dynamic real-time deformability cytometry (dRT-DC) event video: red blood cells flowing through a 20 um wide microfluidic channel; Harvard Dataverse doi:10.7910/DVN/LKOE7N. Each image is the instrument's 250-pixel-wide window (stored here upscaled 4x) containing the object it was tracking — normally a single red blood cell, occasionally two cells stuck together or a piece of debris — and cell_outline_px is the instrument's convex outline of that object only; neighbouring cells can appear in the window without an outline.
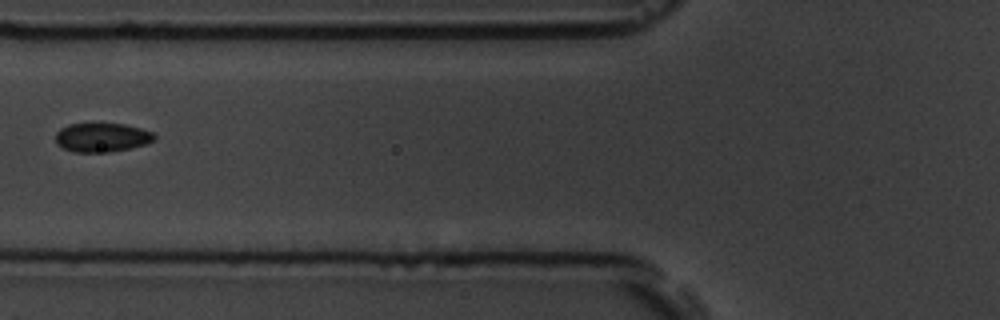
{"species": "common noctule bat (a hibernating species)", "species_latin": "Nyctalus noctula", "temperature_condition": "room temperature", "stored_images_in_passage": 3, "camera_frame_rate_fps": 3000, "um_per_image_px": 0.085, "animal": {"sex": "male", "body_mass_g": 19.5, "forearm_length_mm": 54.6}, "frame": {"image": 1, "passage_image": 3, "time_ms": 2.333, "image_size_px": [1000, 320], "cell_outline_px": [[156, 136], [152, 140], [144, 144], [128, 148], [108, 152], [72, 152], [56, 144], [56, 132], [60, 128], [68, 124], [124, 124], [140, 128], [152, 132]], "centroid_in_image_um": [8.61, 11.68], "position_along_channel_um": 117.2, "area_um2": 16.47}}